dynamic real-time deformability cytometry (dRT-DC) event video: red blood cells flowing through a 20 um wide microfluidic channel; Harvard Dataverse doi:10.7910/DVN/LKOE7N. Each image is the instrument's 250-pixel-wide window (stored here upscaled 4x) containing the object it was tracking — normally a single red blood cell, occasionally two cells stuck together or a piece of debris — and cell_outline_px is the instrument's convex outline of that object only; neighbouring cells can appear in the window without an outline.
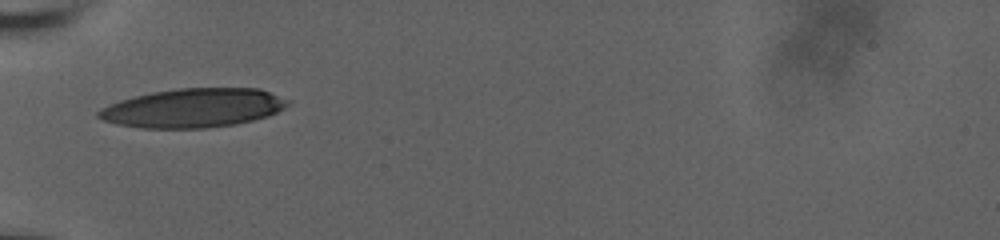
{"species": "human", "species_latin": "Homo sapiens", "temperature_condition": "room temperature", "stored_images_in_passage": 24, "camera_frame_rate_fps": 3000, "um_per_image_px": 0.085, "donor": {"sex": "male"}, "frame": {"image": 1, "passage_image": 1, "time_ms": 0.0, "image_size_px": [1000, 240], "cell_outline_px": [[292, 100], [284, 108], [268, 116], [236, 124], [204, 128], [144, 128], [116, 124], [104, 120], [96, 116], [96, 112], [100, 108], [108, 104], [120, 100], [152, 92], [180, 88], [260, 88]], "centroid_in_image_um": [16.44, 9.17], "position_along_channel_um": 68.6, "area_um2": 43.06}}
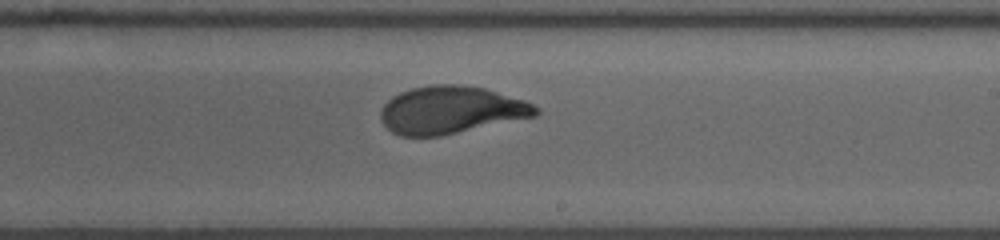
{"frame": {"image": 2, "passage_image": 13, "time_ms": 4.0, "image_size_px": [1000, 240], "cell_outline_px": [[540, 112], [536, 116], [440, 136], [400, 136], [392, 132], [380, 120], [380, 112], [384, 104], [392, 96], [400, 92], [412, 88], [428, 84], [460, 84], [484, 88], [524, 100], [540, 108]], "centroid_in_image_um": [38.32, 9.34], "position_along_channel_um": 250.7, "area_um2": 43.06}}
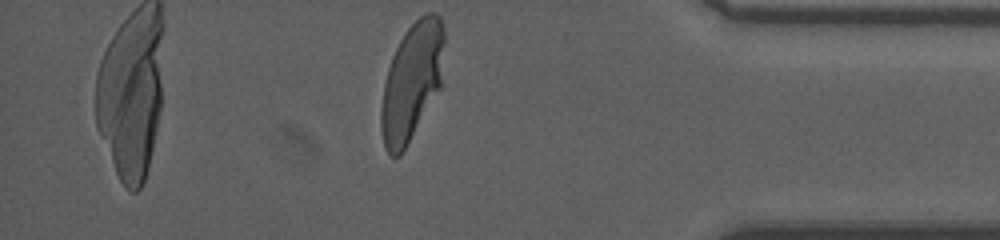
{"frame": {"image": 3, "passage_image": 24, "time_ms": 7.667, "image_size_px": [1000, 240], "cell_outline_px": [[444, 40], [440, 88], [400, 156], [392, 156], [384, 148], [380, 128], [380, 112], [384, 84], [388, 68], [392, 56], [404, 32], [424, 12], [436, 12], [440, 16], [444, 28]], "centroid_in_image_um": [34.99, 6.91], "position_along_channel_um": 400.2, "area_um2": 43.0}}